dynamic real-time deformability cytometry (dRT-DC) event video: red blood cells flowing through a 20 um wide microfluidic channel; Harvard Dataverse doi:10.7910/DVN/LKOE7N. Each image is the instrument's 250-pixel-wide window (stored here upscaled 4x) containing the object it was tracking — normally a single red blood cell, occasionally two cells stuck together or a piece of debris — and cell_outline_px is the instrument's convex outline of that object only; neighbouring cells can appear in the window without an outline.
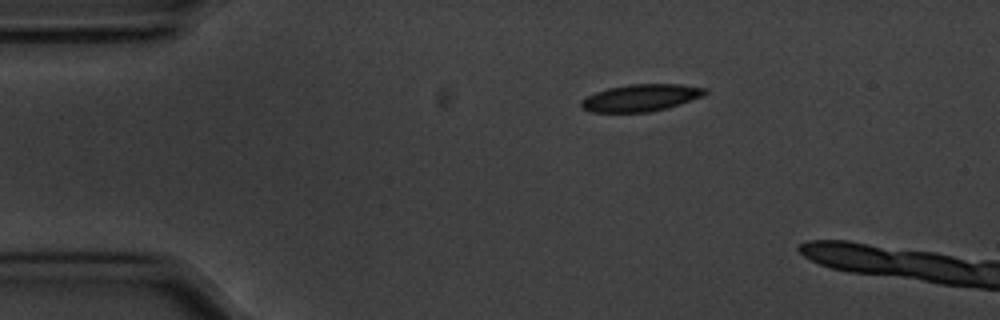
{"species": "common noctule bat (a hibernating species)", "species_latin": "Nyctalus noctula", "temperature_condition": "cold", "stored_images_in_passage": 6, "camera_frame_rate_fps": 3000, "um_per_image_px": 0.085, "animal": {"sex": "male", "body_mass_g": 20.1, "forearm_length_mm": 53.5}, "frame": {"image": 1, "passage_image": 1, "time_ms": 0.0, "image_size_px": [1000, 320], "cell_outline_px": [[708, 92], [704, 96], [668, 108], [648, 112], [592, 112], [580, 108], [580, 100], [596, 92], [608, 88], [628, 84], [680, 84], [708, 88]], "centroid_in_image_um": [54.49, 8.31], "position_along_channel_um": 30.5, "area_um2": 19.71}}